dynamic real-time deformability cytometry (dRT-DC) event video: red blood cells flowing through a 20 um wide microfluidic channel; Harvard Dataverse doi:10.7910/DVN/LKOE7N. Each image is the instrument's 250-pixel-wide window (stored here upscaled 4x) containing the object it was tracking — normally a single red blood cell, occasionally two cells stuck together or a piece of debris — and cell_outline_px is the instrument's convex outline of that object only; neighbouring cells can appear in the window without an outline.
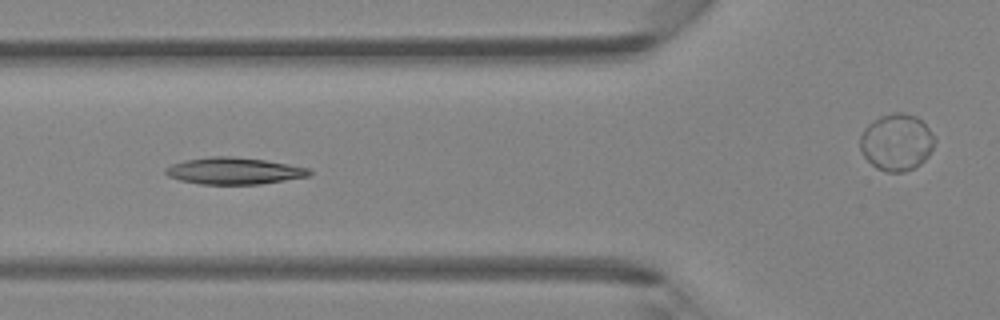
{"species": "Egyptian fruit bat (a non-hibernating species)", "species_latin": "Rousettus aegyptiacus", "temperature_condition": "room temperature", "stored_images_in_passage": 6, "segment_of_instrument_passage": [1, 2], "camera_frame_rate_fps": 3000, "um_per_image_px": 0.085, "animal": {"sex": "female"}, "frame": {"image": 1, "passage_image": 5, "time_ms": 1.333, "image_size_px": [1000, 320], "cell_outline_px": [[312, 172], [308, 176], [260, 184], [200, 184], [180, 180], [168, 176], [164, 172], [164, 168], [172, 164], [184, 160], [212, 156], [232, 156], [264, 160], [288, 164], [308, 168]], "centroid_in_image_um": [19.85, 14.52], "position_along_channel_um": 106.0, "area_um2": 22.31}}